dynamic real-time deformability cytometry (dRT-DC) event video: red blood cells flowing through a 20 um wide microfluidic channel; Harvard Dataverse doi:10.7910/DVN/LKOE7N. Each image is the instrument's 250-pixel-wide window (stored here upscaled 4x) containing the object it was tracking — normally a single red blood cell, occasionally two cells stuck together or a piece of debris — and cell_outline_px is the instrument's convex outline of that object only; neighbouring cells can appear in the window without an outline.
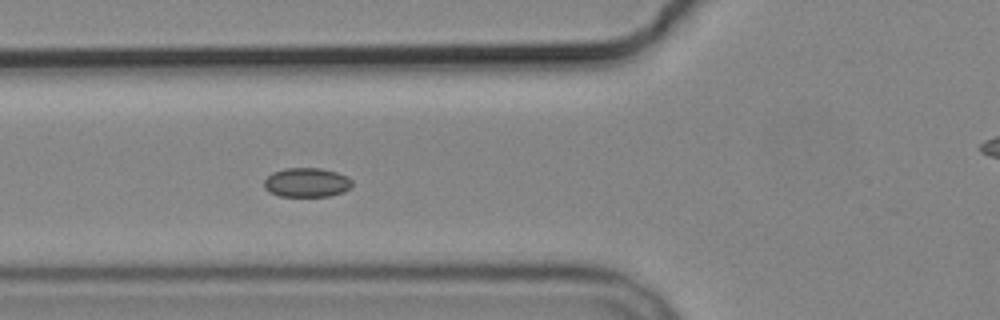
{"species": "common noctule bat (a hibernating species)", "species_latin": "Nyctalus noctula", "temperature_condition": "cold", "stored_images_in_passage": 7, "segment_of_instrument_passage": [1, 2], "camera_frame_rate_fps": 3000, "um_per_image_px": 0.085, "animal": {"sex": "male", "body_mass_g": 19.2, "forearm_length_mm": 51.8}, "frame": {"image": 1, "passage_image": 6, "time_ms": 6.667, "image_size_px": [1000, 320], "cell_outline_px": [[352, 184], [344, 192], [328, 196], [280, 196], [264, 188], [264, 180], [272, 172], [284, 168], [320, 168], [336, 172], [348, 176], [352, 180]], "centroid_in_image_um": [26.07, 15.5], "position_along_channel_um": 99.7, "area_um2": 14.97}}